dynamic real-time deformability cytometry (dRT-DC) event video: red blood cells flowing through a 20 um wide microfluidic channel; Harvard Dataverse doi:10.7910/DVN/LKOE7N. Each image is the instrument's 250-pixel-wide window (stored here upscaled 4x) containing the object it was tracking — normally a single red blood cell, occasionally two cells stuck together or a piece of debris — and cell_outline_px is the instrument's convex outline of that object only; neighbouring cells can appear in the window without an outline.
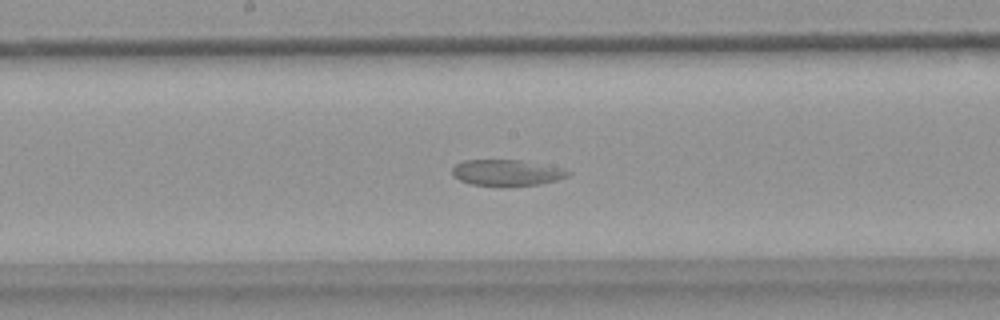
{"species": "common noctule bat (a hibernating species)", "species_latin": "Nyctalus noctula", "temperature_condition": "warm", "stored_images_in_passage": 41, "camera_frame_rate_fps": 3000, "um_per_image_px": 0.085, "animal": {"sex": "female", "body_mass_g": 18.4}, "frame": {"image": 1, "passage_image": 14, "time_ms": 4.333, "image_size_px": [1000, 320], "cell_outline_px": [[572, 172], [568, 176], [556, 180], [540, 184], [508, 188], [500, 188], [472, 184], [460, 180], [452, 176], [452, 168], [456, 164], [464, 160], [520, 160], [564, 168]], "centroid_in_image_um": [43.07, 14.71], "position_along_channel_um": 205.1, "area_um2": 18.21}}
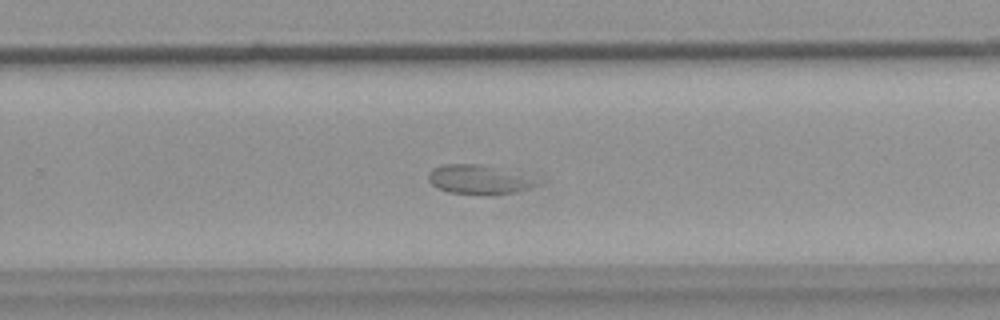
{"frame": {"image": 2, "passage_image": 21, "time_ms": 6.667, "image_size_px": [1000, 320], "cell_outline_px": [[540, 184], [532, 188], [516, 192], [484, 196], [448, 192], [436, 188], [428, 180], [428, 176], [432, 168], [444, 164], [480, 164]], "centroid_in_image_um": [40.5, 15.31], "position_along_channel_um": 289.3, "area_um2": 17.69}}
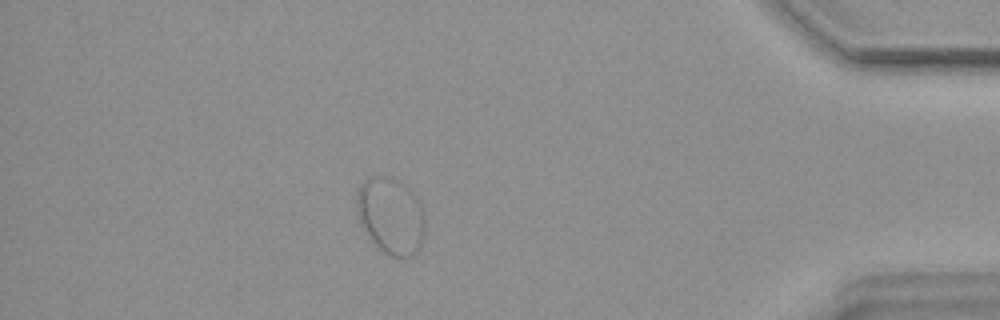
{"frame": {"image": 3, "passage_image": 34, "time_ms": 11.0, "image_size_px": [1000, 320], "cell_outline_px": [[424, 228], [420, 248], [412, 256], [392, 256], [384, 252], [368, 236], [360, 220], [356, 208], [356, 192], [360, 184], [372, 176], [392, 176], [404, 184], [412, 192], [420, 208], [424, 220]], "centroid_in_image_um": [33.19, 18.31], "position_along_channel_um": 402.0, "area_um2": 30.0}, "authors_computed_cell_mechanics": {"area_um2": 19.1318, "velocity_mm_per_s": 3.5984, "shape_relaxation_time_tau1_ms": null, "shape_relaxation_time_tau2_ms": 2.8038, "deformation_change_tau1": null, "deformation_change_tau2": 0.0429}}